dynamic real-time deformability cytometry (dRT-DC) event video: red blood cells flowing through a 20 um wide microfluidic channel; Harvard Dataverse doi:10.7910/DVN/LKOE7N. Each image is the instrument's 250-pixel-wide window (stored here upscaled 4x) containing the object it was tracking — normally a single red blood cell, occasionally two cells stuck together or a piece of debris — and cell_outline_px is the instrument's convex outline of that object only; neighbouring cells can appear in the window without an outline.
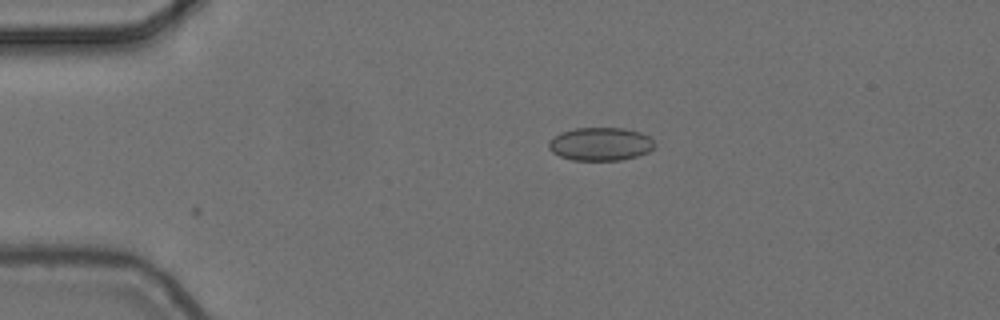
{"species": "common noctule bat (a hibernating species)", "species_latin": "Nyctalus noctula", "temperature_condition": "cold", "stored_images_in_passage": 5, "camera_frame_rate_fps": 3000, "um_per_image_px": 0.085, "animal": {"sex": "female", "body_mass_g": 24.6, "forearm_length_mm": 56.2}, "frame": {"image": 1, "passage_image": 5, "time_ms": 1.333, "image_size_px": [1000, 320], "cell_outline_px": [[656, 144], [648, 152], [636, 156], [620, 160], [572, 160], [560, 156], [552, 152], [548, 148], [548, 144], [560, 132], [576, 128], [624, 128], [640, 132], [648, 136]], "centroid_in_image_um": [51.04, 12.24], "position_along_channel_um": 34.0, "area_um2": 20.35}}